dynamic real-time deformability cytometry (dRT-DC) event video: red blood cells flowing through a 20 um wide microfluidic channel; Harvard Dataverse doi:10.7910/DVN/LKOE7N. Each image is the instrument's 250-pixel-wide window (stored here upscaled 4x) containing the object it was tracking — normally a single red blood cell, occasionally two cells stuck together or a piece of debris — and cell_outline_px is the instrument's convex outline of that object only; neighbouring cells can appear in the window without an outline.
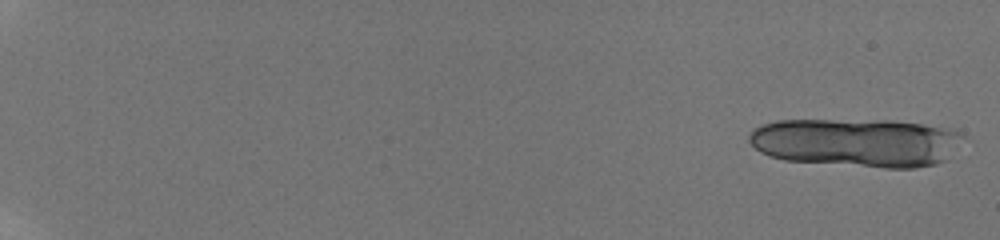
{"species": "human", "species_latin": "Homo sapiens", "temperature_condition": "room temperature", "stored_images_in_passage": 29, "camera_frame_rate_fps": 3000, "um_per_image_px": 0.085, "donor": {"sex": "male"}, "frame": {"image": 1, "passage_image": 1, "time_ms": 0.0, "image_size_px": [1000, 240], "cell_outline_px": [[964, 136], [944, 160], [936, 164], [916, 168], [884, 168], [784, 160], [768, 156], [760, 152], [748, 140], [748, 136], [752, 128], [760, 124], [776, 120], [892, 120], [952, 128]], "centroid_in_image_um": [72.75, 12.1], "position_along_channel_um": 12.3, "area_um2": 60.92}}
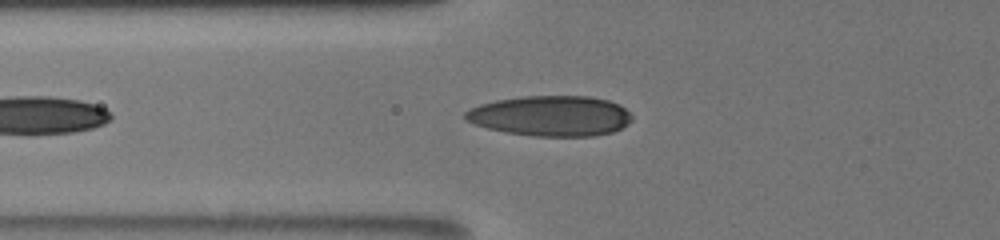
{"frame": {"image": 2, "passage_image": 20, "time_ms": 8.0, "image_size_px": [1000, 240], "cell_outline_px": [[632, 120], [628, 124], [612, 132], [592, 136], [536, 136], [504, 132], [488, 128], [464, 120], [464, 112], [480, 104], [496, 100], [524, 96], [592, 96], [608, 100], [620, 104], [632, 116]], "centroid_in_image_um": [46.82, 9.84], "position_along_channel_um": 79.0, "area_um2": 39.25}}
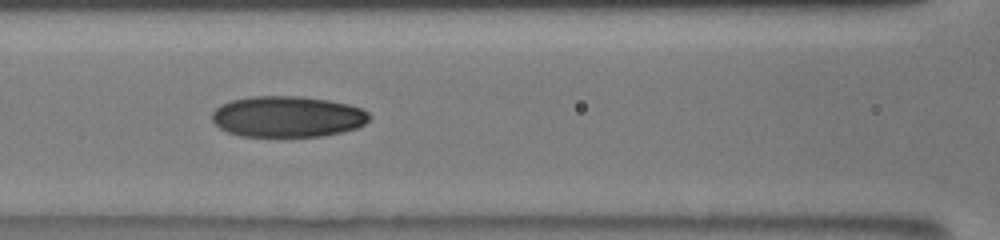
{"frame": {"image": 3, "passage_image": 24, "time_ms": 9.667, "image_size_px": [1000, 240], "cell_outline_px": [[372, 116], [364, 124], [356, 128], [344, 132], [324, 136], [240, 136], [228, 132], [220, 128], [212, 120], [212, 112], [220, 104], [232, 100], [248, 96], [304, 96], [328, 100], [348, 104], [360, 108], [368, 112]], "centroid_in_image_um": [24.44, 9.91], "position_along_channel_um": 142.2, "area_um2": 37.86}}